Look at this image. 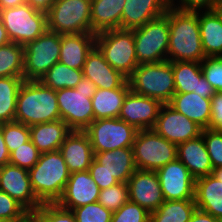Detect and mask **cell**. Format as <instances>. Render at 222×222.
Listing matches in <instances>:
<instances>
[{"instance_id":"6da1fadb","label":"cell","mask_w":222,"mask_h":222,"mask_svg":"<svg viewBox=\"0 0 222 222\" xmlns=\"http://www.w3.org/2000/svg\"><path fill=\"white\" fill-rule=\"evenodd\" d=\"M165 15L170 31L167 60L201 63L206 55L201 42L199 11H180L170 6Z\"/></svg>"},{"instance_id":"7a4b0ae2","label":"cell","mask_w":222,"mask_h":222,"mask_svg":"<svg viewBox=\"0 0 222 222\" xmlns=\"http://www.w3.org/2000/svg\"><path fill=\"white\" fill-rule=\"evenodd\" d=\"M61 119L56 90L40 81H25L20 86L14 121L27 126Z\"/></svg>"},{"instance_id":"3957f363","label":"cell","mask_w":222,"mask_h":222,"mask_svg":"<svg viewBox=\"0 0 222 222\" xmlns=\"http://www.w3.org/2000/svg\"><path fill=\"white\" fill-rule=\"evenodd\" d=\"M32 189L42 203H56L62 196L70 177L59 150L42 153L29 170Z\"/></svg>"},{"instance_id":"277c9868","label":"cell","mask_w":222,"mask_h":222,"mask_svg":"<svg viewBox=\"0 0 222 222\" xmlns=\"http://www.w3.org/2000/svg\"><path fill=\"white\" fill-rule=\"evenodd\" d=\"M130 90L135 94L168 104L175 94L172 62L139 64L128 78Z\"/></svg>"},{"instance_id":"5b68a950","label":"cell","mask_w":222,"mask_h":222,"mask_svg":"<svg viewBox=\"0 0 222 222\" xmlns=\"http://www.w3.org/2000/svg\"><path fill=\"white\" fill-rule=\"evenodd\" d=\"M95 84L82 77L75 88L56 90L61 119L71 130L84 131L94 120L91 98Z\"/></svg>"},{"instance_id":"8992f818","label":"cell","mask_w":222,"mask_h":222,"mask_svg":"<svg viewBox=\"0 0 222 222\" xmlns=\"http://www.w3.org/2000/svg\"><path fill=\"white\" fill-rule=\"evenodd\" d=\"M95 46L112 68L127 79L138 66L133 31L113 29L96 34Z\"/></svg>"},{"instance_id":"52a82bcc","label":"cell","mask_w":222,"mask_h":222,"mask_svg":"<svg viewBox=\"0 0 222 222\" xmlns=\"http://www.w3.org/2000/svg\"><path fill=\"white\" fill-rule=\"evenodd\" d=\"M131 30L138 65L167 60L170 31L165 14Z\"/></svg>"},{"instance_id":"ba28073f","label":"cell","mask_w":222,"mask_h":222,"mask_svg":"<svg viewBox=\"0 0 222 222\" xmlns=\"http://www.w3.org/2000/svg\"><path fill=\"white\" fill-rule=\"evenodd\" d=\"M91 0H55L47 14V30L58 34L92 33Z\"/></svg>"},{"instance_id":"9c48e42d","label":"cell","mask_w":222,"mask_h":222,"mask_svg":"<svg viewBox=\"0 0 222 222\" xmlns=\"http://www.w3.org/2000/svg\"><path fill=\"white\" fill-rule=\"evenodd\" d=\"M132 148L137 170L157 171L177 159V145L153 129L138 130Z\"/></svg>"},{"instance_id":"30bf717a","label":"cell","mask_w":222,"mask_h":222,"mask_svg":"<svg viewBox=\"0 0 222 222\" xmlns=\"http://www.w3.org/2000/svg\"><path fill=\"white\" fill-rule=\"evenodd\" d=\"M0 18L11 42L25 46L47 30V14L25 3L0 10Z\"/></svg>"},{"instance_id":"8fae6325","label":"cell","mask_w":222,"mask_h":222,"mask_svg":"<svg viewBox=\"0 0 222 222\" xmlns=\"http://www.w3.org/2000/svg\"><path fill=\"white\" fill-rule=\"evenodd\" d=\"M61 34L46 30L34 41L24 46L25 81H39L59 61Z\"/></svg>"},{"instance_id":"7c38bea8","label":"cell","mask_w":222,"mask_h":222,"mask_svg":"<svg viewBox=\"0 0 222 222\" xmlns=\"http://www.w3.org/2000/svg\"><path fill=\"white\" fill-rule=\"evenodd\" d=\"M137 129L119 118L93 120L84 130L94 153L133 147Z\"/></svg>"},{"instance_id":"4fadbf2b","label":"cell","mask_w":222,"mask_h":222,"mask_svg":"<svg viewBox=\"0 0 222 222\" xmlns=\"http://www.w3.org/2000/svg\"><path fill=\"white\" fill-rule=\"evenodd\" d=\"M157 134L179 145L201 135L202 128L169 104H162L152 128Z\"/></svg>"},{"instance_id":"5bb4252c","label":"cell","mask_w":222,"mask_h":222,"mask_svg":"<svg viewBox=\"0 0 222 222\" xmlns=\"http://www.w3.org/2000/svg\"><path fill=\"white\" fill-rule=\"evenodd\" d=\"M0 190L27 211H36L43 204L32 189L29 171L10 163L0 168Z\"/></svg>"},{"instance_id":"9a60e30c","label":"cell","mask_w":222,"mask_h":222,"mask_svg":"<svg viewBox=\"0 0 222 222\" xmlns=\"http://www.w3.org/2000/svg\"><path fill=\"white\" fill-rule=\"evenodd\" d=\"M156 172L164 200L194 199L195 179L180 160L169 162Z\"/></svg>"},{"instance_id":"2e32d148","label":"cell","mask_w":222,"mask_h":222,"mask_svg":"<svg viewBox=\"0 0 222 222\" xmlns=\"http://www.w3.org/2000/svg\"><path fill=\"white\" fill-rule=\"evenodd\" d=\"M161 106L159 100L135 94L130 90L124 98L118 118L137 130L152 129Z\"/></svg>"},{"instance_id":"e0dca14e","label":"cell","mask_w":222,"mask_h":222,"mask_svg":"<svg viewBox=\"0 0 222 222\" xmlns=\"http://www.w3.org/2000/svg\"><path fill=\"white\" fill-rule=\"evenodd\" d=\"M129 200L153 212L165 201L156 171L136 170L127 181Z\"/></svg>"},{"instance_id":"ac0fdd59","label":"cell","mask_w":222,"mask_h":222,"mask_svg":"<svg viewBox=\"0 0 222 222\" xmlns=\"http://www.w3.org/2000/svg\"><path fill=\"white\" fill-rule=\"evenodd\" d=\"M100 190L88 170L73 172L70 173L63 194L56 203L65 209L72 210L98 202Z\"/></svg>"},{"instance_id":"d6986e66","label":"cell","mask_w":222,"mask_h":222,"mask_svg":"<svg viewBox=\"0 0 222 222\" xmlns=\"http://www.w3.org/2000/svg\"><path fill=\"white\" fill-rule=\"evenodd\" d=\"M175 93L195 92L203 98H212L215 89L204 78L201 63L188 61L172 62Z\"/></svg>"},{"instance_id":"ffe728a7","label":"cell","mask_w":222,"mask_h":222,"mask_svg":"<svg viewBox=\"0 0 222 222\" xmlns=\"http://www.w3.org/2000/svg\"><path fill=\"white\" fill-rule=\"evenodd\" d=\"M70 173L87 171L94 159V151L84 131L72 130L59 148Z\"/></svg>"},{"instance_id":"44dd1931","label":"cell","mask_w":222,"mask_h":222,"mask_svg":"<svg viewBox=\"0 0 222 222\" xmlns=\"http://www.w3.org/2000/svg\"><path fill=\"white\" fill-rule=\"evenodd\" d=\"M170 0H125L121 29H134L166 14Z\"/></svg>"},{"instance_id":"7402d4cb","label":"cell","mask_w":222,"mask_h":222,"mask_svg":"<svg viewBox=\"0 0 222 222\" xmlns=\"http://www.w3.org/2000/svg\"><path fill=\"white\" fill-rule=\"evenodd\" d=\"M83 77L92 81L99 89L119 88L127 80L119 71L110 66L96 46L86 58Z\"/></svg>"},{"instance_id":"603a6c76","label":"cell","mask_w":222,"mask_h":222,"mask_svg":"<svg viewBox=\"0 0 222 222\" xmlns=\"http://www.w3.org/2000/svg\"><path fill=\"white\" fill-rule=\"evenodd\" d=\"M177 159L187 167L195 180L212 173L213 166L202 134L177 145Z\"/></svg>"},{"instance_id":"cb8c5ba5","label":"cell","mask_w":222,"mask_h":222,"mask_svg":"<svg viewBox=\"0 0 222 222\" xmlns=\"http://www.w3.org/2000/svg\"><path fill=\"white\" fill-rule=\"evenodd\" d=\"M96 34H62L59 61L68 67L83 70L88 54L95 47Z\"/></svg>"},{"instance_id":"d4e9b609","label":"cell","mask_w":222,"mask_h":222,"mask_svg":"<svg viewBox=\"0 0 222 222\" xmlns=\"http://www.w3.org/2000/svg\"><path fill=\"white\" fill-rule=\"evenodd\" d=\"M168 104L202 129L209 128L211 98H203L195 92L175 93Z\"/></svg>"},{"instance_id":"484cf974","label":"cell","mask_w":222,"mask_h":222,"mask_svg":"<svg viewBox=\"0 0 222 222\" xmlns=\"http://www.w3.org/2000/svg\"><path fill=\"white\" fill-rule=\"evenodd\" d=\"M196 208L222 220V182L207 175L195 180Z\"/></svg>"},{"instance_id":"4316f807","label":"cell","mask_w":222,"mask_h":222,"mask_svg":"<svg viewBox=\"0 0 222 222\" xmlns=\"http://www.w3.org/2000/svg\"><path fill=\"white\" fill-rule=\"evenodd\" d=\"M29 130L30 140L41 154L59 150L72 131L62 119L32 125Z\"/></svg>"},{"instance_id":"83f0119b","label":"cell","mask_w":222,"mask_h":222,"mask_svg":"<svg viewBox=\"0 0 222 222\" xmlns=\"http://www.w3.org/2000/svg\"><path fill=\"white\" fill-rule=\"evenodd\" d=\"M94 159L121 183H127L137 170L132 147L94 153Z\"/></svg>"},{"instance_id":"f1b7e54d","label":"cell","mask_w":222,"mask_h":222,"mask_svg":"<svg viewBox=\"0 0 222 222\" xmlns=\"http://www.w3.org/2000/svg\"><path fill=\"white\" fill-rule=\"evenodd\" d=\"M125 0H91L92 34L121 29Z\"/></svg>"},{"instance_id":"f546056e","label":"cell","mask_w":222,"mask_h":222,"mask_svg":"<svg viewBox=\"0 0 222 222\" xmlns=\"http://www.w3.org/2000/svg\"><path fill=\"white\" fill-rule=\"evenodd\" d=\"M199 29L206 57H222V17L219 12L199 11Z\"/></svg>"},{"instance_id":"4dcf8cb0","label":"cell","mask_w":222,"mask_h":222,"mask_svg":"<svg viewBox=\"0 0 222 222\" xmlns=\"http://www.w3.org/2000/svg\"><path fill=\"white\" fill-rule=\"evenodd\" d=\"M130 91L128 79L114 89H96L91 98L94 120L104 118H118L123 101Z\"/></svg>"},{"instance_id":"1f68e13d","label":"cell","mask_w":222,"mask_h":222,"mask_svg":"<svg viewBox=\"0 0 222 222\" xmlns=\"http://www.w3.org/2000/svg\"><path fill=\"white\" fill-rule=\"evenodd\" d=\"M195 209L194 199L165 200L150 213V222H188Z\"/></svg>"},{"instance_id":"d6a6232c","label":"cell","mask_w":222,"mask_h":222,"mask_svg":"<svg viewBox=\"0 0 222 222\" xmlns=\"http://www.w3.org/2000/svg\"><path fill=\"white\" fill-rule=\"evenodd\" d=\"M22 77H0V124L14 121Z\"/></svg>"},{"instance_id":"836d02e7","label":"cell","mask_w":222,"mask_h":222,"mask_svg":"<svg viewBox=\"0 0 222 222\" xmlns=\"http://www.w3.org/2000/svg\"><path fill=\"white\" fill-rule=\"evenodd\" d=\"M83 77V70L74 69L61 62L55 63L39 80L43 85L60 90L75 88Z\"/></svg>"},{"instance_id":"e575fe53","label":"cell","mask_w":222,"mask_h":222,"mask_svg":"<svg viewBox=\"0 0 222 222\" xmlns=\"http://www.w3.org/2000/svg\"><path fill=\"white\" fill-rule=\"evenodd\" d=\"M24 46L10 42L0 46V77H22Z\"/></svg>"},{"instance_id":"d590c367","label":"cell","mask_w":222,"mask_h":222,"mask_svg":"<svg viewBox=\"0 0 222 222\" xmlns=\"http://www.w3.org/2000/svg\"><path fill=\"white\" fill-rule=\"evenodd\" d=\"M128 200V184L121 182L100 190L98 198V202L112 213L116 212Z\"/></svg>"},{"instance_id":"8d00e7d4","label":"cell","mask_w":222,"mask_h":222,"mask_svg":"<svg viewBox=\"0 0 222 222\" xmlns=\"http://www.w3.org/2000/svg\"><path fill=\"white\" fill-rule=\"evenodd\" d=\"M2 134L9 153L30 140L29 126L16 121L2 123Z\"/></svg>"},{"instance_id":"74e56055","label":"cell","mask_w":222,"mask_h":222,"mask_svg":"<svg viewBox=\"0 0 222 222\" xmlns=\"http://www.w3.org/2000/svg\"><path fill=\"white\" fill-rule=\"evenodd\" d=\"M71 211L77 222H111L113 214L99 202L77 207Z\"/></svg>"},{"instance_id":"f35d334b","label":"cell","mask_w":222,"mask_h":222,"mask_svg":"<svg viewBox=\"0 0 222 222\" xmlns=\"http://www.w3.org/2000/svg\"><path fill=\"white\" fill-rule=\"evenodd\" d=\"M40 154L29 140L10 153L9 163L29 171L38 162Z\"/></svg>"},{"instance_id":"ab89813d","label":"cell","mask_w":222,"mask_h":222,"mask_svg":"<svg viewBox=\"0 0 222 222\" xmlns=\"http://www.w3.org/2000/svg\"><path fill=\"white\" fill-rule=\"evenodd\" d=\"M111 222H150V212L128 200L112 214Z\"/></svg>"},{"instance_id":"60d3db41","label":"cell","mask_w":222,"mask_h":222,"mask_svg":"<svg viewBox=\"0 0 222 222\" xmlns=\"http://www.w3.org/2000/svg\"><path fill=\"white\" fill-rule=\"evenodd\" d=\"M211 164L214 168L222 167V130L202 129L201 132Z\"/></svg>"},{"instance_id":"b9f144b4","label":"cell","mask_w":222,"mask_h":222,"mask_svg":"<svg viewBox=\"0 0 222 222\" xmlns=\"http://www.w3.org/2000/svg\"><path fill=\"white\" fill-rule=\"evenodd\" d=\"M201 70L215 91L222 92V57H206L201 62Z\"/></svg>"},{"instance_id":"7bdbcfd3","label":"cell","mask_w":222,"mask_h":222,"mask_svg":"<svg viewBox=\"0 0 222 222\" xmlns=\"http://www.w3.org/2000/svg\"><path fill=\"white\" fill-rule=\"evenodd\" d=\"M27 210L6 192L0 190V219L16 222Z\"/></svg>"},{"instance_id":"ee69618b","label":"cell","mask_w":222,"mask_h":222,"mask_svg":"<svg viewBox=\"0 0 222 222\" xmlns=\"http://www.w3.org/2000/svg\"><path fill=\"white\" fill-rule=\"evenodd\" d=\"M38 210L43 214V222H77L71 210L57 203H43Z\"/></svg>"},{"instance_id":"f6af8a7d","label":"cell","mask_w":222,"mask_h":222,"mask_svg":"<svg viewBox=\"0 0 222 222\" xmlns=\"http://www.w3.org/2000/svg\"><path fill=\"white\" fill-rule=\"evenodd\" d=\"M219 5V0H170V6L180 11L216 10Z\"/></svg>"},{"instance_id":"bcb514c9","label":"cell","mask_w":222,"mask_h":222,"mask_svg":"<svg viewBox=\"0 0 222 222\" xmlns=\"http://www.w3.org/2000/svg\"><path fill=\"white\" fill-rule=\"evenodd\" d=\"M88 171L101 190L119 183V181L114 176L110 175L103 168V165L98 163L95 159H93Z\"/></svg>"},{"instance_id":"7dc6e473","label":"cell","mask_w":222,"mask_h":222,"mask_svg":"<svg viewBox=\"0 0 222 222\" xmlns=\"http://www.w3.org/2000/svg\"><path fill=\"white\" fill-rule=\"evenodd\" d=\"M211 110L209 129L222 130V92H216L211 98Z\"/></svg>"},{"instance_id":"c3c4849f","label":"cell","mask_w":222,"mask_h":222,"mask_svg":"<svg viewBox=\"0 0 222 222\" xmlns=\"http://www.w3.org/2000/svg\"><path fill=\"white\" fill-rule=\"evenodd\" d=\"M188 222H222V220L196 208Z\"/></svg>"},{"instance_id":"681fc988","label":"cell","mask_w":222,"mask_h":222,"mask_svg":"<svg viewBox=\"0 0 222 222\" xmlns=\"http://www.w3.org/2000/svg\"><path fill=\"white\" fill-rule=\"evenodd\" d=\"M55 0H27L26 3L29 4L33 9L47 13L52 7Z\"/></svg>"},{"instance_id":"f907efd6","label":"cell","mask_w":222,"mask_h":222,"mask_svg":"<svg viewBox=\"0 0 222 222\" xmlns=\"http://www.w3.org/2000/svg\"><path fill=\"white\" fill-rule=\"evenodd\" d=\"M10 153L2 134V124H0V168L9 163Z\"/></svg>"},{"instance_id":"816d5d0a","label":"cell","mask_w":222,"mask_h":222,"mask_svg":"<svg viewBox=\"0 0 222 222\" xmlns=\"http://www.w3.org/2000/svg\"><path fill=\"white\" fill-rule=\"evenodd\" d=\"M16 222H43V214L38 209L36 211H27Z\"/></svg>"},{"instance_id":"f5cc1de1","label":"cell","mask_w":222,"mask_h":222,"mask_svg":"<svg viewBox=\"0 0 222 222\" xmlns=\"http://www.w3.org/2000/svg\"><path fill=\"white\" fill-rule=\"evenodd\" d=\"M25 0H0V10L25 4Z\"/></svg>"},{"instance_id":"db71d44e","label":"cell","mask_w":222,"mask_h":222,"mask_svg":"<svg viewBox=\"0 0 222 222\" xmlns=\"http://www.w3.org/2000/svg\"><path fill=\"white\" fill-rule=\"evenodd\" d=\"M10 39L8 37L7 31L3 25V22L0 18V46L6 45L10 43Z\"/></svg>"},{"instance_id":"11a10c76","label":"cell","mask_w":222,"mask_h":222,"mask_svg":"<svg viewBox=\"0 0 222 222\" xmlns=\"http://www.w3.org/2000/svg\"><path fill=\"white\" fill-rule=\"evenodd\" d=\"M211 175L222 182V167L214 168Z\"/></svg>"},{"instance_id":"9f6ffc18","label":"cell","mask_w":222,"mask_h":222,"mask_svg":"<svg viewBox=\"0 0 222 222\" xmlns=\"http://www.w3.org/2000/svg\"><path fill=\"white\" fill-rule=\"evenodd\" d=\"M218 12H219V14L221 15V17H222V4L221 5H219L218 7H217V9H216Z\"/></svg>"}]
</instances>
